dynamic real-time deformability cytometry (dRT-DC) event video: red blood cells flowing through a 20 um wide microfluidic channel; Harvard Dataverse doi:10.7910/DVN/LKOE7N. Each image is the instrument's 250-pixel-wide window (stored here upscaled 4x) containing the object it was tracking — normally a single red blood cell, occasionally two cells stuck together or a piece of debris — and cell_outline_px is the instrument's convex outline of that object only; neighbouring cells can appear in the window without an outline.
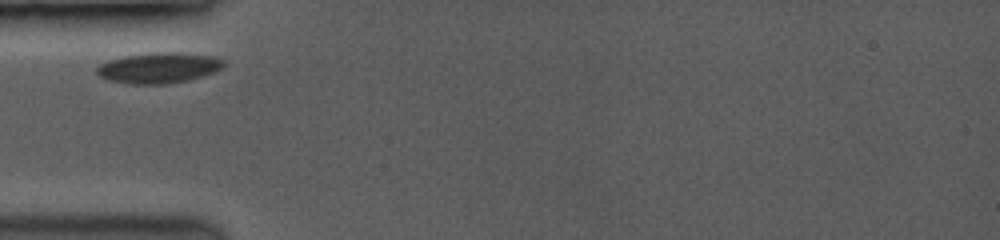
{"species": "common noctule bat (a hibernating species)", "species_latin": "Nyctalus noctula", "temperature_condition": "room temperature", "stored_images_in_passage": 36, "camera_frame_rate_fps": 3500, "um_per_image_px": 0.085, "animal": {"sex": "female", "body_mass_g": 19.0, "forearm_length_mm": 53.3}, "frame": {"image": 1, "passage_image": 1, "time_ms": 0.0, "image_size_px": [1000, 240], "cell_outline_px": [[224, 64], [216, 72], [188, 80], [164, 84], [132, 84], [108, 80], [96, 76], [96, 68], [100, 64], [108, 60], [124, 56], [152, 52], [180, 52], [212, 56], [224, 60]], "centroid_in_image_um": [13.46, 5.76], "position_along_channel_um": 71.5, "area_um2": 22.77}}
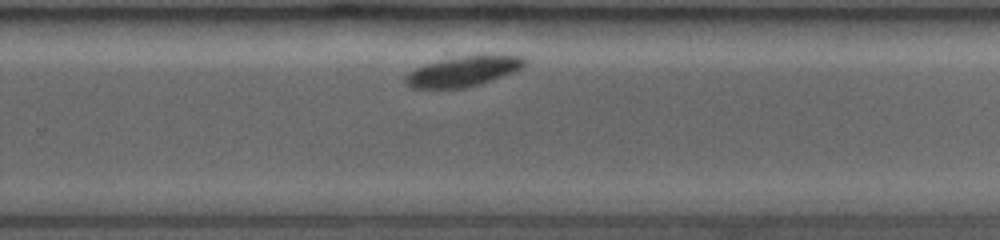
{"frame": {"image": 2, "passage_image": 24, "time_ms": 6.0, "image_size_px": [1000, 240], "cell_outline_px": [[528, 60], [520, 68], [512, 72], [464, 88], [412, 88], [404, 80], [416, 68], [424, 64], [440, 60], [460, 56], [484, 52], [492, 52], [524, 56]], "centroid_in_image_um": [39.47, 5.99], "position_along_channel_um": 290.3, "area_um2": 21.1}}
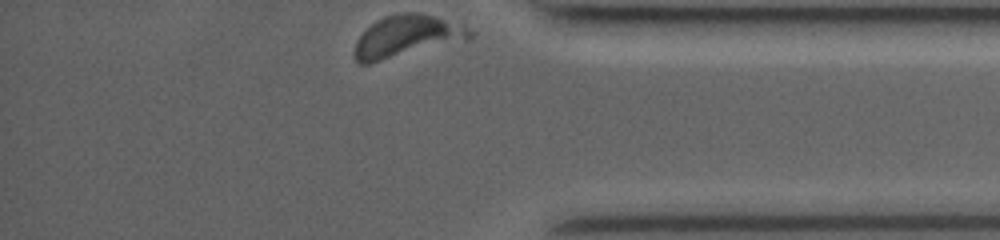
{"frame": {"image": 3, "passage_image": 36, "time_ms": 9.143, "image_size_px": [1000, 240], "cell_outline_px": [[476, 32], [468, 40], [368, 64], [360, 64], [356, 60], [356, 40], [376, 20], [384, 16], [404, 12], [420, 12], [464, 24]], "centroid_in_image_um": [34.66, 3.07], "position_along_channel_um": 400.5, "area_um2": 28.21}}